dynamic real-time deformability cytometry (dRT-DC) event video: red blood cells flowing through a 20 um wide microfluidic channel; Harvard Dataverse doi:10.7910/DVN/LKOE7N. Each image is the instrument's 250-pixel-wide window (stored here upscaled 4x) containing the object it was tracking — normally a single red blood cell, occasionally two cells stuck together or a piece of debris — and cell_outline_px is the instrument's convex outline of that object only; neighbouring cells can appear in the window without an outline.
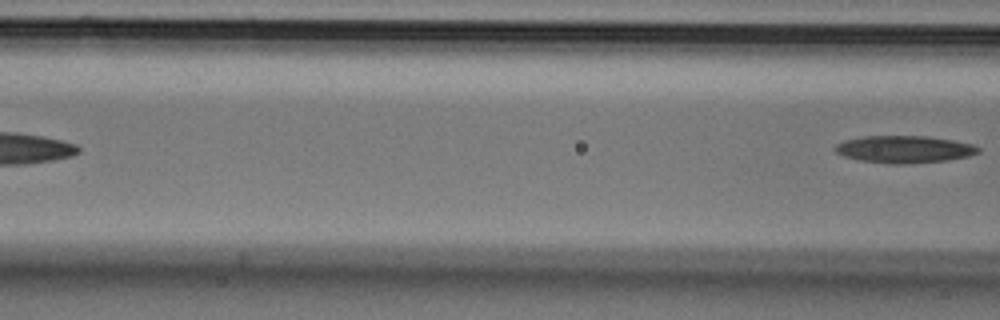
{"species": "Egyptian fruit bat (a non-hibernating species)", "species_latin": "Rousettus aegyptiacus", "temperature_condition": "cold", "stored_images_in_passage": 5, "camera_frame_rate_fps": 3000, "um_per_image_px": 0.085, "animal": {"sex": "male"}, "frame": {"image": 1, "passage_image": 5, "time_ms": 1.333, "image_size_px": [1000, 320], "cell_outline_px": [[980, 152], [968, 156], [948, 160], [908, 164], [892, 164], [860, 160], [844, 156], [836, 152], [832, 148], [836, 144], [844, 140], [864, 136], [928, 136], [952, 140], [972, 144], [980, 148]], "centroid_in_image_um": [76.85, 12.69], "position_along_channel_um": 89.8, "area_um2": 22.77}}